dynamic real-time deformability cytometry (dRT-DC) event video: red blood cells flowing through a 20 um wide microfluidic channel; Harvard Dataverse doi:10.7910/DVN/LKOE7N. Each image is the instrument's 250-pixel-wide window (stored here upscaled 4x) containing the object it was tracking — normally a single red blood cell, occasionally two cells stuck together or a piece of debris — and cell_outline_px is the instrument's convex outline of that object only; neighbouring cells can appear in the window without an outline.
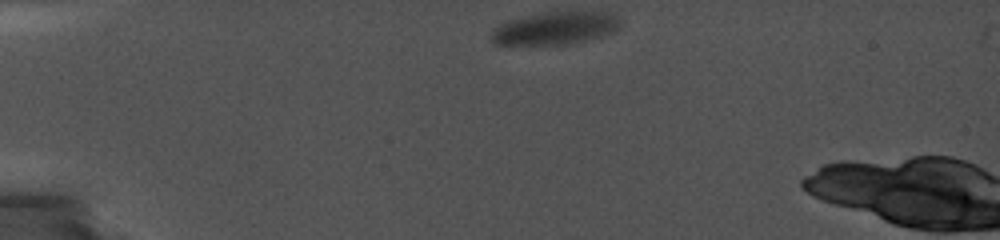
{"species": "common noctule bat (a hibernating species)", "species_latin": "Nyctalus noctula", "temperature_condition": "cold", "stored_images_in_passage": 2, "camera_frame_rate_fps": 5000, "um_per_image_px": 0.085, "animal": {"sex": "female", "body_mass_g": 19.0, "forearm_length_mm": 56.7}, "frame": {"image": 1, "passage_image": 1, "time_ms": 0.0, "image_size_px": [1000, 240], "cell_outline_px": [[620, 28], [612, 32], [600, 36], [568, 44], [496, 44], [492, 40], [492, 28], [500, 24], [512, 20], [544, 12], [612, 12], [620, 20]], "centroid_in_image_um": [47.22, 2.39], "position_along_channel_um": 37.8, "area_um2": 24.1}}